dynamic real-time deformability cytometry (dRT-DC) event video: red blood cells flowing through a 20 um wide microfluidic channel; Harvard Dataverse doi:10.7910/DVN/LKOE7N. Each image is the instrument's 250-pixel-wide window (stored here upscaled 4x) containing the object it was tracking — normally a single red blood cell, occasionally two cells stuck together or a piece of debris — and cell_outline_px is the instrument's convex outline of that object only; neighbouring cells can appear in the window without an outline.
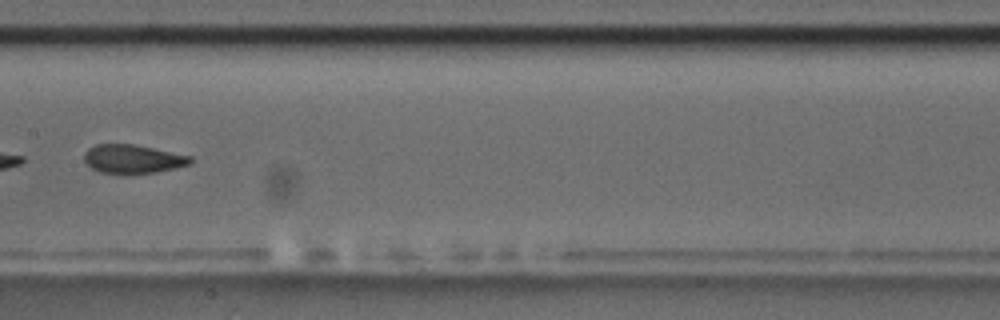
{"species": "common noctule bat (a hibernating species)", "species_latin": "Nyctalus noctula", "temperature_condition": "room temperature", "stored_images_in_passage": 7, "segment_of_instrument_passage": [2, 2], "camera_frame_rate_fps": 3000, "um_per_image_px": 0.085, "animal": {"sex": "male", "body_mass_g": 17.5, "forearm_length_mm": 52.3}, "frame": {"image": 1, "passage_image": 7, "time_ms": 7.333, "image_size_px": [1000, 320], "cell_outline_px": [[192, 164], [176, 168], [156, 172], [100, 172], [92, 168], [84, 160], [84, 152], [88, 148], [96, 144], [136, 144], [192, 156]], "centroid_in_image_um": [11.32, 13.48], "position_along_channel_um": 196.1, "area_um2": 17.57}}